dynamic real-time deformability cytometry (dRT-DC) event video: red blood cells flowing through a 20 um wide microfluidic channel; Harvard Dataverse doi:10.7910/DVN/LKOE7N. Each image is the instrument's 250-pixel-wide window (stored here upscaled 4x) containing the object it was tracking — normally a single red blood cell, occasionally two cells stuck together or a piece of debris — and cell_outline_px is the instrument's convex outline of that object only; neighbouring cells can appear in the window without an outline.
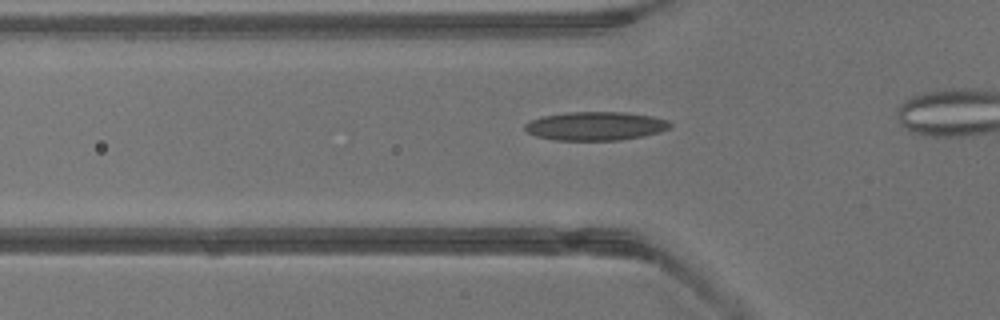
{"species": "common noctule bat (a hibernating species)", "species_latin": "Nyctalus noctula", "temperature_condition": "warm", "stored_images_in_passage": 16, "camera_frame_rate_fps": 3000, "um_per_image_px": 0.085, "animal": {"sex": "male", "body_mass_g": 13.3}, "frame": {"image": 1, "passage_image": 5, "time_ms": 1.333, "image_size_px": [1000, 320], "cell_outline_px": [[672, 124], [668, 128], [660, 132], [644, 136], [620, 140], [556, 140], [536, 136], [528, 132], [524, 128], [524, 124], [532, 120], [544, 116], [568, 112], [624, 112], [652, 116], [668, 120]], "centroid_in_image_um": [50.64, 10.71], "position_along_channel_um": 75.2, "area_um2": 24.16}}
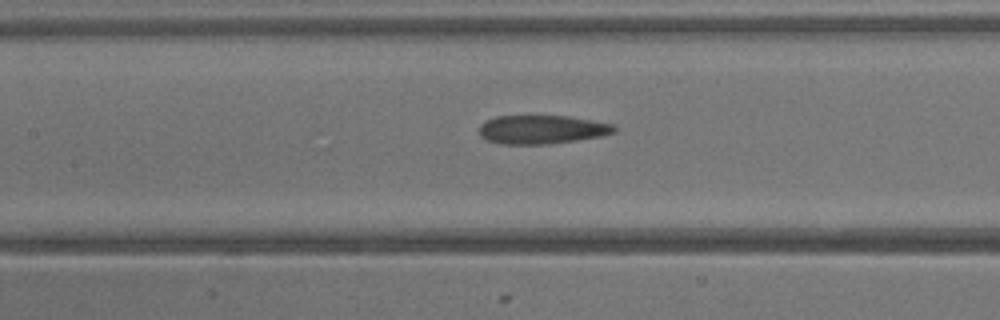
{"frame": {"image": 2, "passage_image": 10, "time_ms": 3.0, "image_size_px": [1000, 320], "cell_outline_px": [[616, 132], [600, 136], [552, 144], [500, 144], [484, 140], [480, 136], [480, 124], [496, 116], [568, 116], [592, 120], [612, 124], [616, 128]], "centroid_in_image_um": [46.03, 11.02], "position_along_channel_um": 161.4, "area_um2": 22.6}}